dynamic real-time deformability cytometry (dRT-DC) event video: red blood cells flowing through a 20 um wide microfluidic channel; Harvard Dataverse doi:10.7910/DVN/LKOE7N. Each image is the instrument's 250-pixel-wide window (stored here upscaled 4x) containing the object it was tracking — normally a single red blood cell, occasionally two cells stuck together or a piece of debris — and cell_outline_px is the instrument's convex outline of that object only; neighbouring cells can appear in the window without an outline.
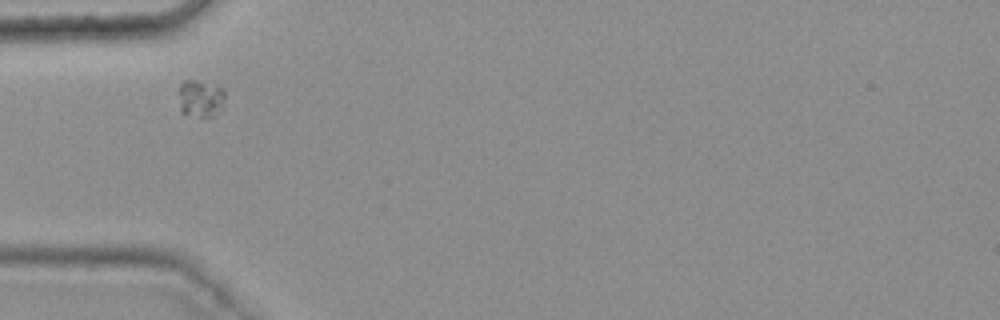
{"species": "common noctule bat (a hibernating species)", "species_latin": "Nyctalus noctula", "temperature_condition": "warm", "stored_images_in_passage": 39, "camera_frame_rate_fps": 3000, "um_per_image_px": 0.085, "animal": {"sex": "female", "body_mass_g": 25.1}, "frame": {"image": 1, "passage_image": 4, "time_ms": 1.0, "image_size_px": [1000, 320], "cell_outline_px": [[224, 108], [220, 112], [208, 120], [180, 112], [180, 84], [184, 80], [196, 80], [224, 88]], "centroid_in_image_um": [17.09, 8.42], "position_along_channel_um": 67.9, "area_um2": 10.4}}
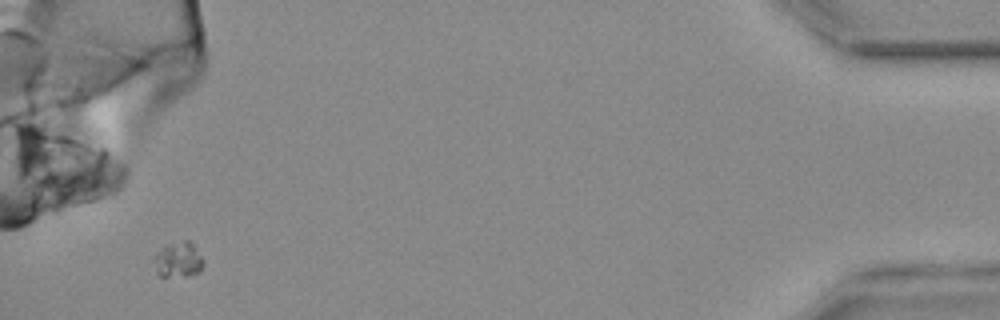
{"frame": {"image": 2, "passage_image": 39, "time_ms": 12.667, "image_size_px": [1000, 320], "cell_outline_px": [[204, 264], [200, 272], [188, 276], [160, 276], [156, 272], [152, 260], [160, 248], [164, 244], [184, 240], [188, 240], [192, 244], [204, 260]], "centroid_in_image_um": [15.13, 22.08], "position_along_channel_um": 420.1, "area_um2": 10.4}}